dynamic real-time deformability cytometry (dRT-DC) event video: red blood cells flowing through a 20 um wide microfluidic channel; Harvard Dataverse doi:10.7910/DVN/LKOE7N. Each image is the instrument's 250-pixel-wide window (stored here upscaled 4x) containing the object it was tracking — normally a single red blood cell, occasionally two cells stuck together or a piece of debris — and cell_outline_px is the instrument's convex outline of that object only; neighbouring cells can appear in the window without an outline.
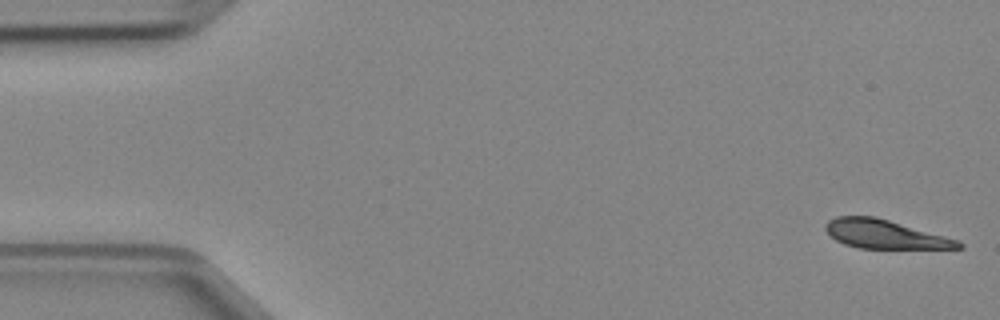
{"species": "Egyptian fruit bat (a non-hibernating species)", "species_latin": "Rousettus aegyptiacus", "temperature_condition": "cold", "stored_images_in_passage": 47, "camera_frame_rate_fps": 3000, "um_per_image_px": 0.085, "animal": {"sex": "female"}, "frame": {"image": 1, "passage_image": 1, "time_ms": 0.0, "image_size_px": [1000, 320], "cell_outline_px": [[964, 248], [860, 248], [844, 244], [836, 240], [824, 228], [824, 224], [828, 220], [836, 216], [876, 216], [960, 240], [964, 244]], "centroid_in_image_um": [75.22, 19.9], "position_along_channel_um": 9.8, "area_um2": 22.25}}
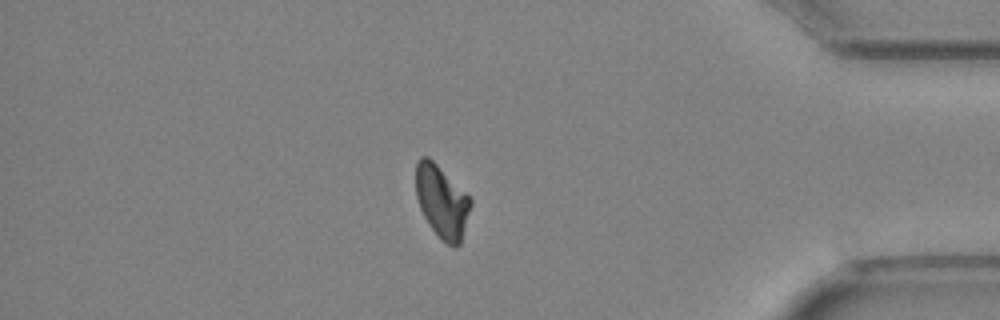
{"frame": {"image": 2, "passage_image": 40, "time_ms": 13.0, "image_size_px": [1000, 320], "cell_outline_px": [[472, 204], [460, 244], [456, 248], [452, 248], [440, 240], [424, 216], [420, 208], [416, 196], [416, 164], [420, 156], [428, 156], [472, 200]], "centroid_in_image_um": [37.55, 17.18], "position_along_channel_um": 397.6, "area_um2": 22.95}}
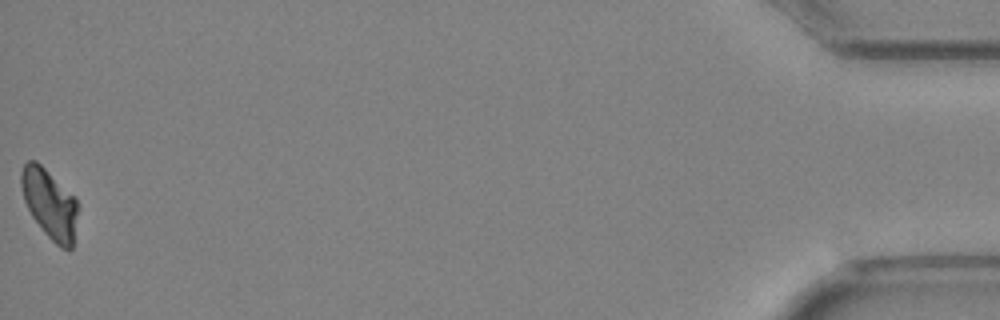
{"frame": {"image": 3, "passage_image": 47, "time_ms": 15.333, "image_size_px": [1000, 320], "cell_outline_px": [[80, 204], [72, 248], [60, 248], [44, 232], [32, 216], [24, 200], [20, 184], [20, 172], [24, 164], [28, 160], [36, 160], [76, 196]], "centroid_in_image_um": [4.25, 17.29], "position_along_channel_um": 431.0, "area_um2": 23.29}}